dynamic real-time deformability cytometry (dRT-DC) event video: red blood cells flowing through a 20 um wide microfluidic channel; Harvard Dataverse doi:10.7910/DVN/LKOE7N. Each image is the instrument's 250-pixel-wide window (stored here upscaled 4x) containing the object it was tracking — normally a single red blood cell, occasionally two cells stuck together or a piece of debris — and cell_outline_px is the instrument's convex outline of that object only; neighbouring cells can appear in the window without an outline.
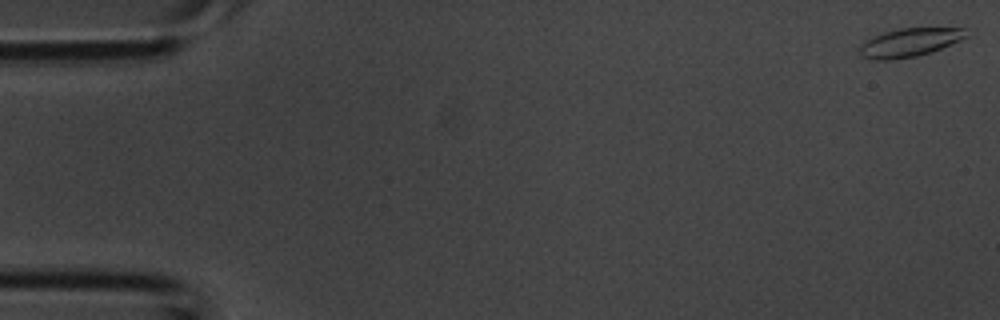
{"species": "common noctule bat (a hibernating species)", "species_latin": "Nyctalus noctula", "temperature_condition": "room temperature", "stored_images_in_passage": 4, "camera_frame_rate_fps": 3000, "um_per_image_px": 0.085, "animal": {"sex": "male", "body_mass_g": 20.1, "forearm_length_mm": 53.5}, "frame": {"image": 1, "passage_image": 1, "time_ms": 0.0, "image_size_px": [1000, 320], "cell_outline_px": [[968, 36], [960, 40], [940, 48], [916, 56], [888, 60], [876, 60], [860, 56], [860, 44], [872, 36], [900, 28], [964, 28]], "centroid_in_image_um": [77.27, 3.61], "position_along_channel_um": 7.7, "area_um2": 17.4}}